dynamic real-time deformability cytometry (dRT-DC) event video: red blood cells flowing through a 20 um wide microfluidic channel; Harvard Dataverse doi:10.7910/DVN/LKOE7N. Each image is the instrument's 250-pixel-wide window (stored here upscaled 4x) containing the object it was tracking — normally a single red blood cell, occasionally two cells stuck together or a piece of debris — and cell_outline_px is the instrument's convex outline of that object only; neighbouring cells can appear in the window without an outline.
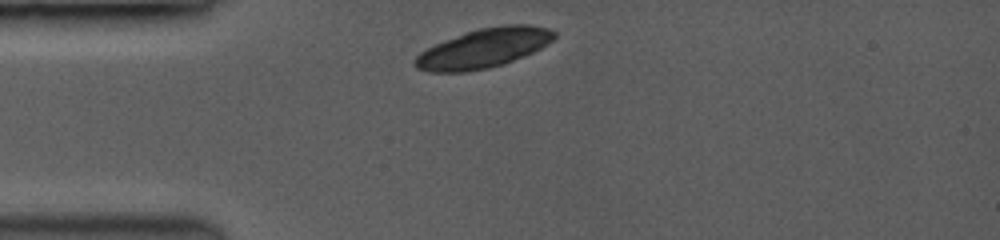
{"species": "common noctule bat (a hibernating species)", "species_latin": "Nyctalus noctula", "temperature_condition": "room temperature", "stored_images_in_passage": 8, "camera_frame_rate_fps": 3500, "um_per_image_px": 0.085, "animal": {"sex": "female", "body_mass_g": 19.0, "forearm_length_mm": 53.3}, "frame": {"image": 1, "passage_image": 1, "time_ms": 0.0, "image_size_px": [1000, 240], "cell_outline_px": [[556, 36], [552, 40], [540, 48], [532, 52], [512, 60], [500, 64], [484, 68], [464, 72], [432, 72], [416, 68], [412, 64], [412, 60], [420, 52], [444, 40], [464, 32], [480, 28], [500, 24], [528, 24], [548, 28], [556, 32]], "centroid_in_image_um": [41.08, 4.08], "position_along_channel_um": 43.9, "area_um2": 31.67}}